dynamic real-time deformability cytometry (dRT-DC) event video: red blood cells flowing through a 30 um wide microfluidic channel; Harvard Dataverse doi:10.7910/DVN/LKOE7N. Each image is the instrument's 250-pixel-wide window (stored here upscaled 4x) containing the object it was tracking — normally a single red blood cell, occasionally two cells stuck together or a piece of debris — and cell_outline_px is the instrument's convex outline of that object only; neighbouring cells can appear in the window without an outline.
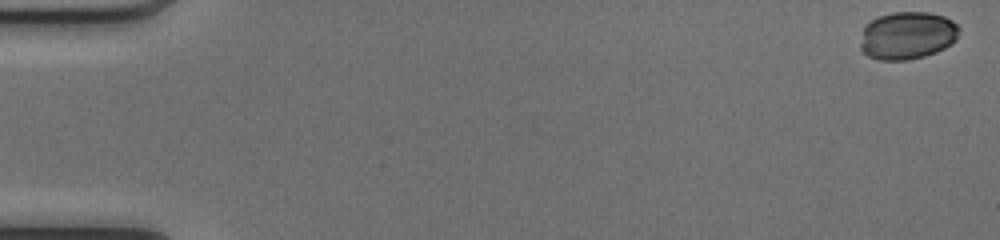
{"species": "common noctule bat (a hibernating species)", "species_latin": "Nyctalus noctula", "temperature_condition": "cold", "stored_images_in_passage": 50, "camera_frame_rate_fps": 3000, "um_per_image_px": 0.085, "animal": {"sex": "female", "body_mass_g": 17.0, "forearm_length_mm": 48.0}, "frame": {"image": 1, "passage_image": 1, "time_ms": 0.0, "image_size_px": [1000, 240], "cell_outline_px": [[960, 28], [956, 40], [944, 48], [936, 52], [924, 56], [908, 60], [880, 60], [868, 56], [860, 48], [860, 44], [864, 28], [872, 20], [880, 16], [892, 12], [928, 12], [944, 16], [952, 20]], "centroid_in_image_um": [77.14, 3.02], "position_along_channel_um": 7.9, "area_um2": 27.4}}
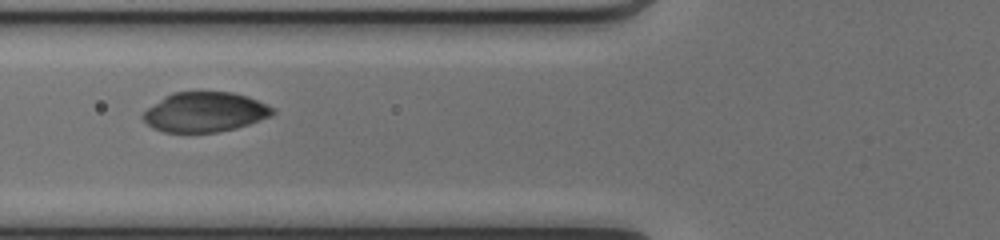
{"frame": {"image": 2, "passage_image": 20, "time_ms": 6.333, "image_size_px": [1000, 240], "cell_outline_px": [[276, 112], [268, 116], [248, 124], [236, 128], [216, 132], [164, 132], [152, 128], [140, 116], [148, 108], [164, 96], [172, 92], [232, 92], [248, 96], [268, 104], [276, 108]], "centroid_in_image_um": [17.41, 9.51], "position_along_channel_um": 108.4, "area_um2": 30.06}}
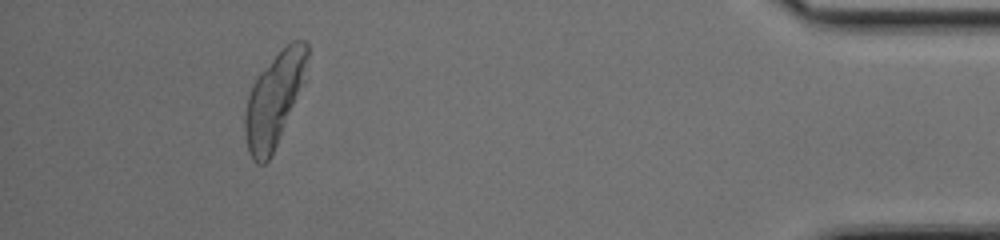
{"frame": {"image": 3, "passage_image": 46, "time_ms": 15.0, "image_size_px": [1000, 240], "cell_outline_px": [[308, 56], [292, 104], [276, 144], [268, 160], [264, 164], [256, 164], [252, 160], [248, 152], [244, 132], [244, 116], [248, 96], [252, 84], [260, 72], [284, 44], [292, 40], [304, 40], [308, 44]], "centroid_in_image_um": [23.21, 8.44], "position_along_channel_um": 412.0, "area_um2": 32.48}}